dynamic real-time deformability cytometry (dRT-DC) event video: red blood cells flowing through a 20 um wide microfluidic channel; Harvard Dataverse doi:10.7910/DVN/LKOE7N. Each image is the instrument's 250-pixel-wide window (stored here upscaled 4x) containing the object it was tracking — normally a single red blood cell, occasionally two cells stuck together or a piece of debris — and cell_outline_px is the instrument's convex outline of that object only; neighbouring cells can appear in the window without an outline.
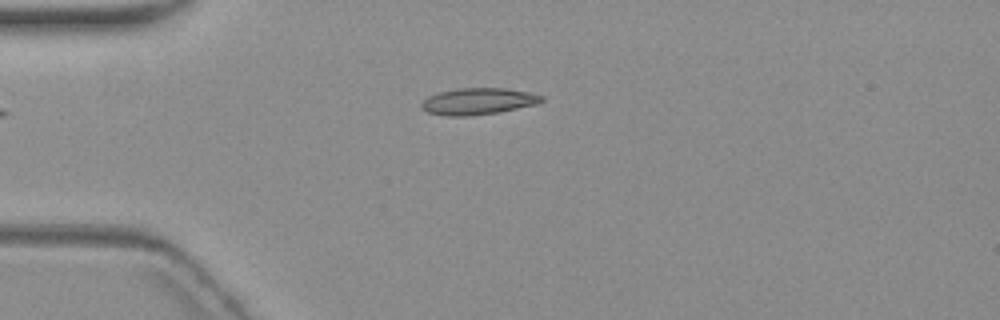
{"species": "common noctule bat (a hibernating species)", "species_latin": "Nyctalus noctula", "temperature_condition": "warm", "stored_images_in_passage": 3, "camera_frame_rate_fps": 3000, "um_per_image_px": 0.085, "animal": {"sex": "female", "body_mass_g": 19.3, "forearm_length_mm": 54.1}, "frame": {"image": 1, "passage_image": 1, "time_ms": 0.0, "image_size_px": [1000, 320], "cell_outline_px": [[544, 100], [536, 104], [500, 112], [468, 116], [448, 116], [428, 112], [420, 108], [420, 104], [428, 96], [436, 92], [456, 88], [504, 88], [528, 92], [544, 96]], "centroid_in_image_um": [40.61, 8.61], "position_along_channel_um": 44.4, "area_um2": 18.73}}